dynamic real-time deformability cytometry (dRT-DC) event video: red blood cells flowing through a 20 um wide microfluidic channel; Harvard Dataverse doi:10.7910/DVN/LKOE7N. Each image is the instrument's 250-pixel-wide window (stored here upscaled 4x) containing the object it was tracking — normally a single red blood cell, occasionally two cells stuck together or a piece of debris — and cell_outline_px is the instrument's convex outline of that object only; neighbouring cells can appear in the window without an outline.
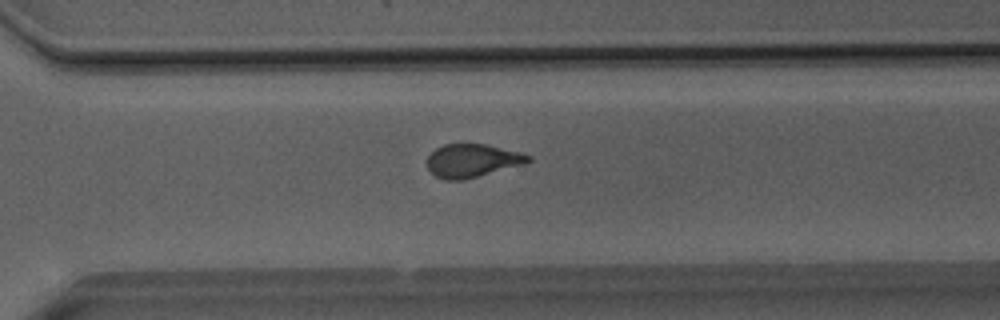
{"species": "Egyptian fruit bat (a non-hibernating species)", "species_latin": "Rousettus aegyptiacus", "temperature_condition": "room temperature", "stored_images_in_passage": 35, "camera_frame_rate_fps": 3000, "um_per_image_px": 0.085, "animal": {"sex": "male"}, "frame": {"image": 1, "passage_image": 20, "time_ms": 6.333, "image_size_px": [1000, 320], "cell_outline_px": [[532, 160], [524, 164], [460, 180], [444, 180], [436, 176], [428, 168], [428, 156], [436, 148], [444, 144], [484, 144], [520, 152], [532, 156]], "centroid_in_image_um": [40.14, 13.64], "position_along_channel_um": 330.5, "area_um2": 19.25}}
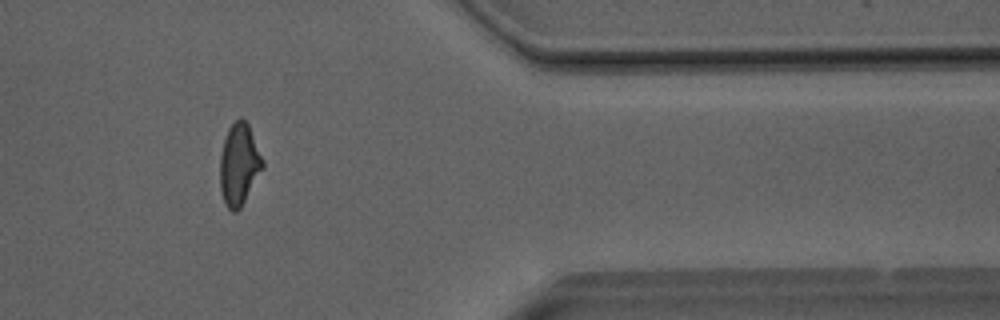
{"frame": {"image": 2, "passage_image": 26, "time_ms": 8.333, "image_size_px": [1000, 320], "cell_outline_px": [[264, 168], [240, 208], [236, 212], [232, 212], [224, 204], [220, 188], [220, 156], [224, 140], [228, 128], [240, 116], [248, 124], [264, 160]], "centroid_in_image_um": [20.33, 13.99], "position_along_channel_um": 391.1, "area_um2": 20.4}}
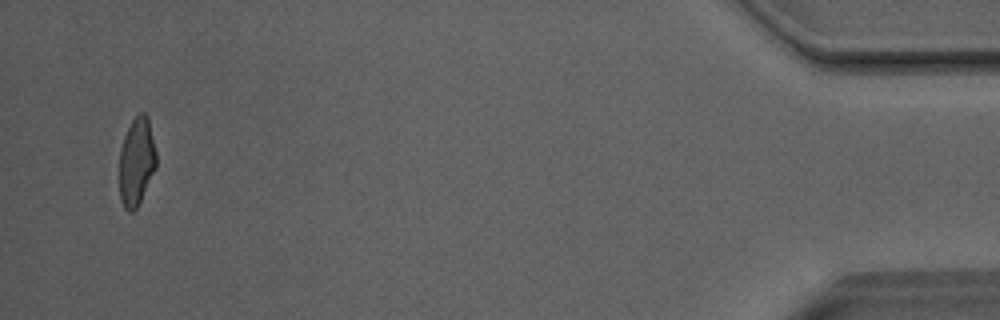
{"frame": {"image": 3, "passage_image": 33, "time_ms": 10.667, "image_size_px": [1000, 320], "cell_outline_px": [[156, 168], [136, 208], [132, 212], [128, 212], [124, 208], [120, 200], [120, 148], [124, 136], [132, 120], [140, 112], [144, 112], [148, 116], [156, 152]], "centroid_in_image_um": [11.6, 13.73], "position_along_channel_um": 423.6, "area_um2": 18.84}, "authors_computed_cell_mechanics": {"area_um2": 20.1722, "velocity_mm_per_s": 4.0581, "shape_relaxation_time_tau1_ms": 5.7121, "shape_relaxation_time_tau2_ms": 1.382, "deformation_change_tau1": 0.175, "deformation_change_tau2": 0.0732}}